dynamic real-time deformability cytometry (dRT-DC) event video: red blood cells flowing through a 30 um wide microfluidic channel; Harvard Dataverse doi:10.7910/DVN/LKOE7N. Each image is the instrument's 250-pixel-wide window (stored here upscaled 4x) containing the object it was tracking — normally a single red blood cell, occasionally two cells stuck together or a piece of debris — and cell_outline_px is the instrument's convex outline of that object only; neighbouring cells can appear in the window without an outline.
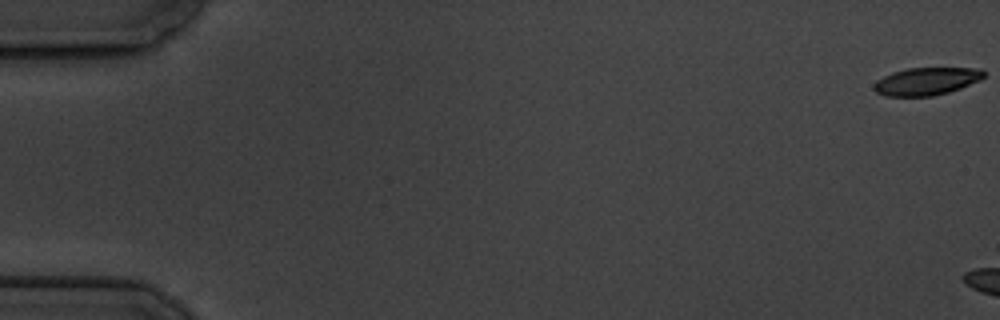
{"species": "common noctule bat (a hibernating species)", "species_latin": "Nyctalus noctula", "temperature_condition": "cold", "stored_images_in_passage": 3, "camera_frame_rate_fps": 3000, "um_per_image_px": 0.085, "animal": {"sex": "male", "body_mass_g": 19.5, "forearm_length_mm": 54.6}, "frame": {"image": 1, "passage_image": 1, "time_ms": 0.0, "image_size_px": [1000, 320], "cell_outline_px": [[984, 76], [980, 80], [960, 88], [948, 92], [932, 96], [884, 96], [876, 92], [872, 88], [872, 84], [876, 80], [892, 72], [908, 68], [980, 68], [984, 72]], "centroid_in_image_um": [78.7, 6.91], "position_along_channel_um": 6.3, "area_um2": 17.74}}